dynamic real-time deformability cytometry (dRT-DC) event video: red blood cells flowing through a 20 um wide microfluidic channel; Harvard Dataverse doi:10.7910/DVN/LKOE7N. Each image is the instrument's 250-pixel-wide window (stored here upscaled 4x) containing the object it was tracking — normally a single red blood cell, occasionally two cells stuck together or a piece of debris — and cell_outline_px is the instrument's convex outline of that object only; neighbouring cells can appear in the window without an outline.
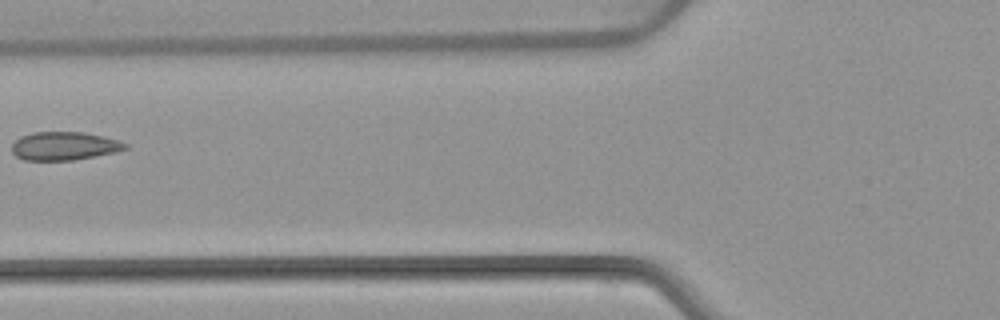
{"species": "common noctule bat (a hibernating species)", "species_latin": "Nyctalus noctula", "temperature_condition": "warm", "stored_images_in_passage": 7, "camera_frame_rate_fps": 3000, "um_per_image_px": 0.085, "animal": {"sex": "female", "body_mass_g": 22.7, "forearm_length_mm": 54.2}, "frame": {"image": 1, "passage_image": 6, "time_ms": 6.0, "image_size_px": [1000, 320], "cell_outline_px": [[128, 148], [116, 152], [72, 160], [24, 160], [16, 156], [12, 152], [12, 144], [20, 136], [32, 132], [84, 132], [104, 136], [128, 144]], "centroid_in_image_um": [5.45, 12.4], "position_along_channel_um": 120.4, "area_um2": 18.73}}
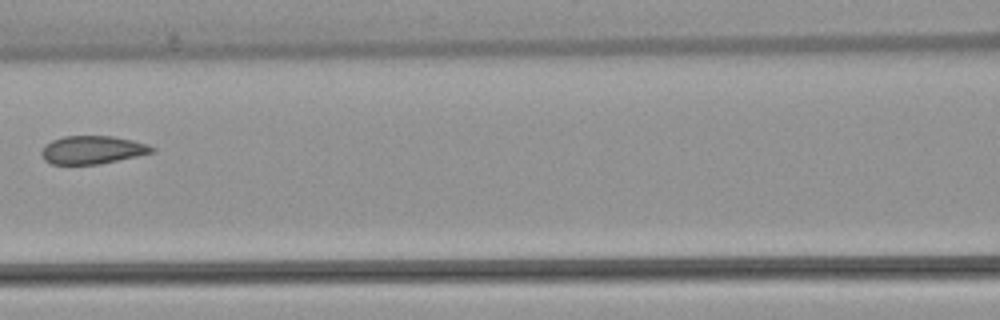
{"frame": {"image": 2, "passage_image": 7, "time_ms": 7.0, "image_size_px": [1000, 320], "cell_outline_px": [[156, 148], [152, 152], [136, 156], [100, 164], [52, 164], [44, 160], [40, 156], [40, 152], [44, 144], [52, 140], [64, 136], [112, 136], [132, 140], [148, 144]], "centroid_in_image_um": [7.8, 12.73], "position_along_channel_um": 158.8, "area_um2": 18.15}}